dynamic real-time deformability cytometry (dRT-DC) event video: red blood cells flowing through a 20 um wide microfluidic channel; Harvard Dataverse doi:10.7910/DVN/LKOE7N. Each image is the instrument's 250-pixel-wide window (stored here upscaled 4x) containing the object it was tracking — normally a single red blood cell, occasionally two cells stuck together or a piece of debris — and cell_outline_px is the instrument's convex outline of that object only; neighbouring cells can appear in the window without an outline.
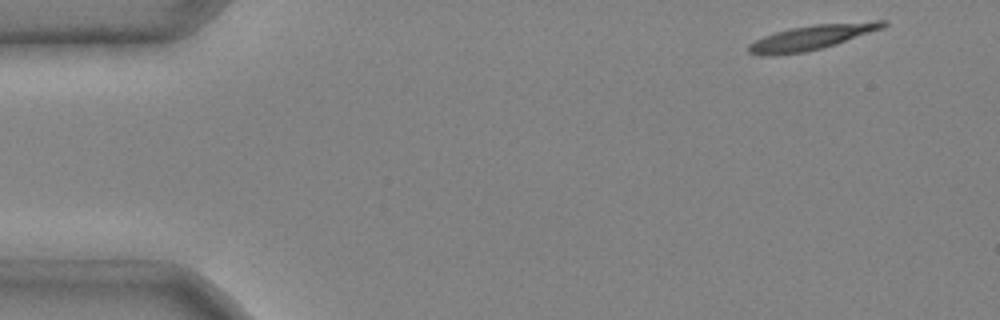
{"species": "common noctule bat (a hibernating species)", "species_latin": "Nyctalus noctula", "temperature_condition": "cold", "stored_images_in_passage": 3, "camera_frame_rate_fps": 3000, "um_per_image_px": 0.085, "animal": {"sex": "male", "body_mass_g": 20.4}, "frame": {"image": 1, "passage_image": 1, "time_ms": 0.0, "image_size_px": [1000, 320], "cell_outline_px": [[888, 24], [884, 28], [820, 48], [804, 52], [748, 52], [748, 44], [764, 36], [788, 28], [816, 24], [876, 20], [888, 20]], "centroid_in_image_um": [69.16, 3.09], "position_along_channel_um": 15.8, "area_um2": 18.44}}
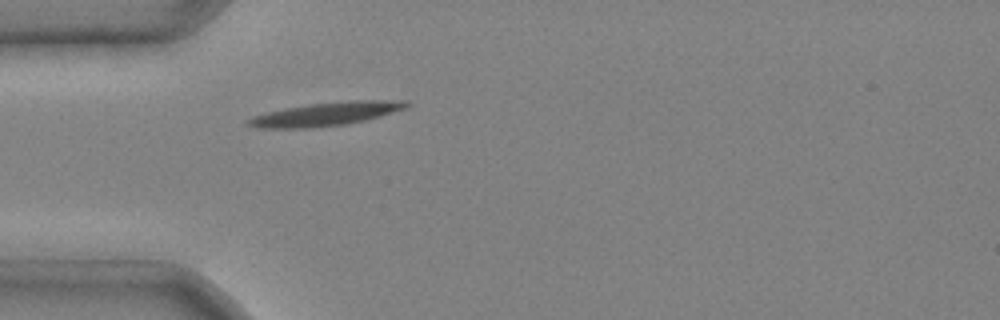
{"frame": {"image": 2, "passage_image": 3, "time_ms": 0.667, "image_size_px": [1000, 320], "cell_outline_px": [[412, 104], [408, 108], [380, 116], [364, 120], [344, 124], [308, 128], [256, 128], [244, 124], [244, 120], [252, 116], [268, 112], [308, 104], [352, 100], [408, 100]], "centroid_in_image_um": [27.72, 9.68], "position_along_channel_um": 57.3, "area_um2": 21.73}}